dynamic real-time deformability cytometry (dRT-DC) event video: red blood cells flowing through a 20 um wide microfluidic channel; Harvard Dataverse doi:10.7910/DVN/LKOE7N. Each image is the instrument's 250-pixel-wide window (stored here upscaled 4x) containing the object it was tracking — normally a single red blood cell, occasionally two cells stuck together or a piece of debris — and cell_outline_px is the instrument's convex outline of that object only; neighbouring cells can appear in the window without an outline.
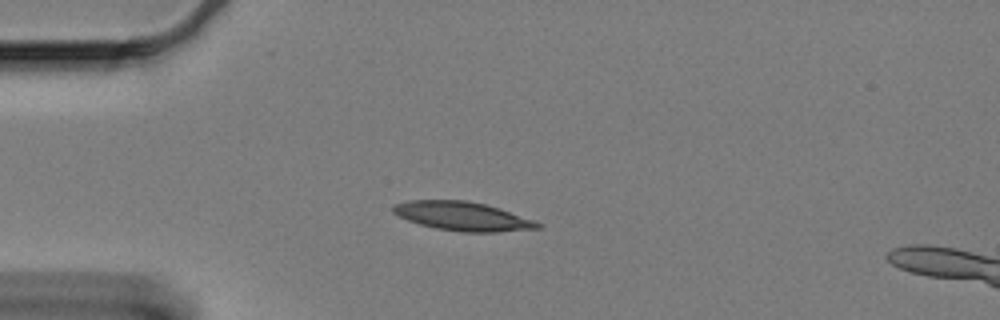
{"species": "Egyptian fruit bat (a non-hibernating species)", "species_latin": "Rousettus aegyptiacus", "temperature_condition": "cold", "stored_images_in_passage": 6, "camera_frame_rate_fps": 3000, "um_per_image_px": 0.085, "animal": {"sex": "female"}, "frame": {"image": 1, "passage_image": 1, "time_ms": 0.0, "image_size_px": [1000, 320], "cell_outline_px": [[544, 224], [540, 228], [496, 232], [460, 232], [436, 228], [420, 224], [408, 220], [392, 212], [392, 204], [408, 200], [464, 200], [484, 204], [500, 208], [536, 220]], "centroid_in_image_um": [39.34, 18.38], "position_along_channel_um": 45.7, "area_um2": 24.45}}